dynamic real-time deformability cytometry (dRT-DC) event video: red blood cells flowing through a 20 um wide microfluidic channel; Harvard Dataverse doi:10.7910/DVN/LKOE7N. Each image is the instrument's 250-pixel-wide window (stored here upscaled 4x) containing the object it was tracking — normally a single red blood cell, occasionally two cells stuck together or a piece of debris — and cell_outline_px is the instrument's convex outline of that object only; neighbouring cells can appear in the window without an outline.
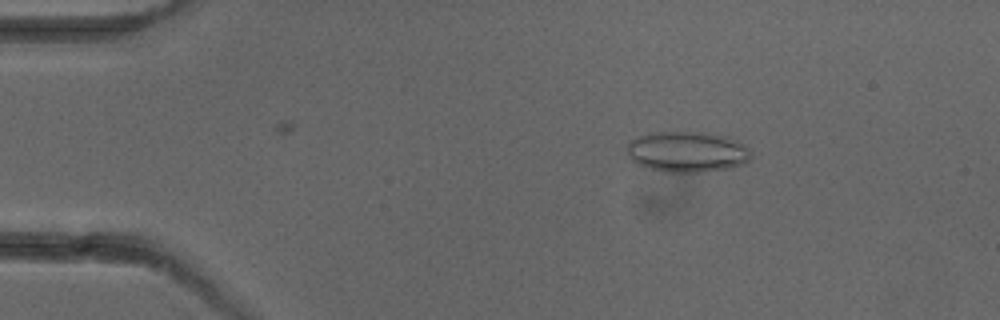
{"species": "common noctule bat (a hibernating species)", "species_latin": "Nyctalus noctula", "temperature_condition": "cold", "stored_images_in_passage": 4, "camera_frame_rate_fps": 3000, "um_per_image_px": 0.085, "animal": {"sex": "female"}, "frame": {"image": 1, "passage_image": 2, "time_ms": 1.333, "image_size_px": [1000, 320], "cell_outline_px": [[752, 156], [744, 164], [728, 168], [700, 172], [668, 172], [648, 168], [632, 160], [624, 152], [628, 140], [636, 136], [648, 132], [704, 132], [728, 136], [744, 144], [752, 152]], "centroid_in_image_um": [58.38, 12.88], "position_along_channel_um": 26.6, "area_um2": 29.94}}